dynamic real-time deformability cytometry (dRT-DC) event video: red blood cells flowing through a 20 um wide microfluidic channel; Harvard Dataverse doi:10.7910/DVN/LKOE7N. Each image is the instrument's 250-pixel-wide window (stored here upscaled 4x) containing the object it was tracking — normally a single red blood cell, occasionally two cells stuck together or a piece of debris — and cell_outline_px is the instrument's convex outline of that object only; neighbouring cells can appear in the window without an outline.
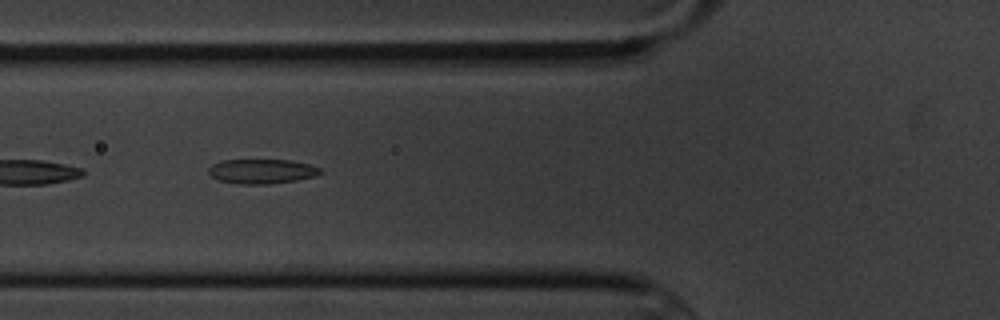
{"species": "common noctule bat (a hibernating species)", "species_latin": "Nyctalus noctula", "temperature_condition": "cold", "stored_images_in_passage": 7, "camera_frame_rate_fps": 3000, "um_per_image_px": 0.085, "animal": {"sex": "male", "body_mass_g": 20.1, "forearm_length_mm": 53.5}, "frame": {"image": 1, "passage_image": 7, "time_ms": 7.0, "image_size_px": [1000, 320], "cell_outline_px": [[324, 172], [316, 176], [296, 180], [268, 184], [236, 184], [216, 180], [208, 172], [208, 168], [212, 164], [220, 160], [288, 160], [308, 164], [320, 168]], "centroid_in_image_um": [22.22, 14.57], "position_along_channel_um": 103.6, "area_um2": 16.13}}